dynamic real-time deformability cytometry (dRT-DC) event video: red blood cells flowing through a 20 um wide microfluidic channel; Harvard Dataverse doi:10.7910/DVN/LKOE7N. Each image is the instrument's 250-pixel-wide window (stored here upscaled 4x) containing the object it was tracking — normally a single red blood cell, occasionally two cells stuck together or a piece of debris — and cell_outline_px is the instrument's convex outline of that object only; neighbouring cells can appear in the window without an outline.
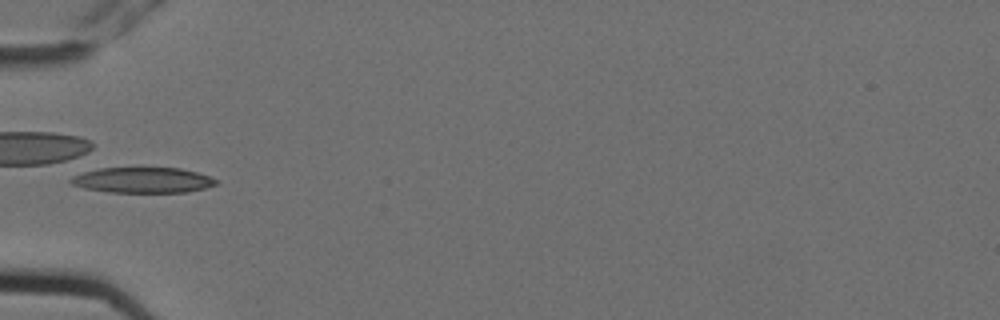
{"species": "Egyptian fruit bat (a non-hibernating species)", "species_latin": "Rousettus aegyptiacus", "temperature_condition": "cold", "stored_images_in_passage": 7, "camera_frame_rate_fps": 3000, "um_per_image_px": 0.085, "animal": {"sex": "female"}, "frame": {"image": 1, "passage_image": 4, "time_ms": 1.0, "image_size_px": [1000, 320], "cell_outline_px": [[220, 184], [204, 188], [184, 192], [108, 192], [84, 188], [72, 184], [68, 180], [72, 176], [84, 172], [100, 168], [180, 168], [196, 172], [220, 180]], "centroid_in_image_um": [12.15, 15.31], "position_along_channel_um": 72.8, "area_um2": 21.56}}
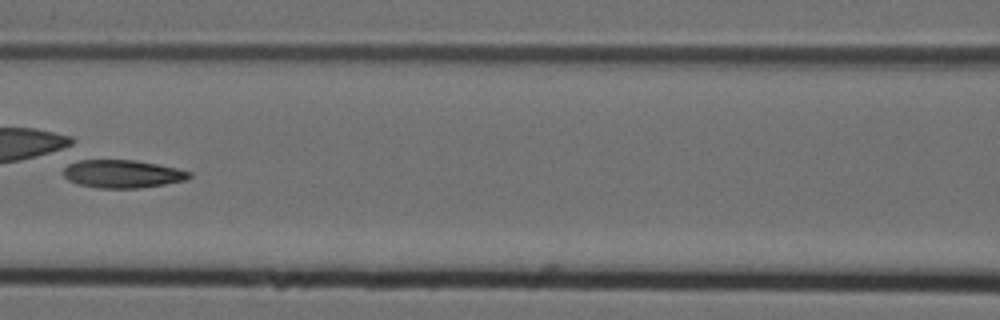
{"frame": {"image": 2, "passage_image": 6, "time_ms": 1.667, "image_size_px": [1000, 320], "cell_outline_px": [[192, 176], [188, 180], [140, 188], [100, 188], [76, 184], [68, 180], [64, 176], [64, 168], [68, 164], [80, 160], [136, 160], [176, 168], [192, 172]], "centroid_in_image_um": [10.42, 14.78], "position_along_channel_um": 156.2, "area_um2": 20.58}}